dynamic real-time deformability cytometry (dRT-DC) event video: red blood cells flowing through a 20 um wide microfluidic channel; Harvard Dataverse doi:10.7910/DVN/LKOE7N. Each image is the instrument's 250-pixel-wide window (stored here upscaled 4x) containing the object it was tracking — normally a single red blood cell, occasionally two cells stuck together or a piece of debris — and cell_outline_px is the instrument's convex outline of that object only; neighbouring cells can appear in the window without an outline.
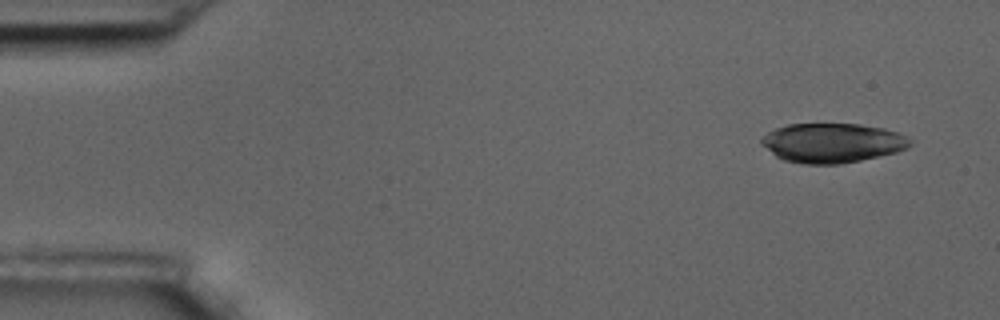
{"species": "common noctule bat (a hibernating species)", "species_latin": "Nyctalus noctula", "temperature_condition": "room temperature", "stored_images_in_passage": 5, "camera_frame_rate_fps": 3000, "um_per_image_px": 0.085, "animal": {"sex": "male", "body_mass_g": 17.5, "forearm_length_mm": 52.3}, "frame": {"image": 1, "passage_image": 1, "time_ms": 0.0, "image_size_px": [1000, 320], "cell_outline_px": [[912, 144], [908, 148], [896, 152], [860, 160], [840, 164], [804, 164], [784, 160], [776, 156], [760, 144], [760, 136], [776, 128], [788, 124], [860, 124], [884, 128], [896, 132], [912, 140]], "centroid_in_image_um": [70.72, 12.14], "position_along_channel_um": 14.3, "area_um2": 34.22}}